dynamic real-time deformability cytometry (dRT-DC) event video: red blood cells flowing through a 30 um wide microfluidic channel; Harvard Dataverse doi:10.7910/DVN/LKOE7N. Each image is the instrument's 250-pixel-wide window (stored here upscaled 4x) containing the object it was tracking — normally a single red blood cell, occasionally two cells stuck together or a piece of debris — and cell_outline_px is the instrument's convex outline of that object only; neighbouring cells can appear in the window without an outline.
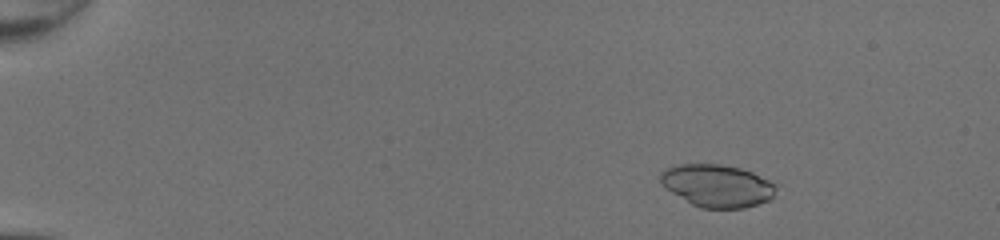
{"species": "common noctule bat (a hibernating species)", "species_latin": "Nyctalus noctula", "temperature_condition": "room temperature", "stored_images_in_passage": 51, "camera_frame_rate_fps": 3000, "um_per_image_px": 0.085, "animal": {"sex": "female", "body_mass_g": 20.0, "forearm_length_mm": 54.0}, "frame": {"image": 1, "passage_image": 9, "time_ms": 2.667, "image_size_px": [1000, 240], "cell_outline_px": [[780, 184], [772, 196], [768, 200], [744, 208], [700, 208], [692, 204], [672, 192], [660, 180], [660, 172], [668, 168], [680, 164], [720, 164], [740, 168], [752, 172]], "centroid_in_image_um": [61.02, 15.78], "position_along_channel_um": 24.0, "area_um2": 28.5}}
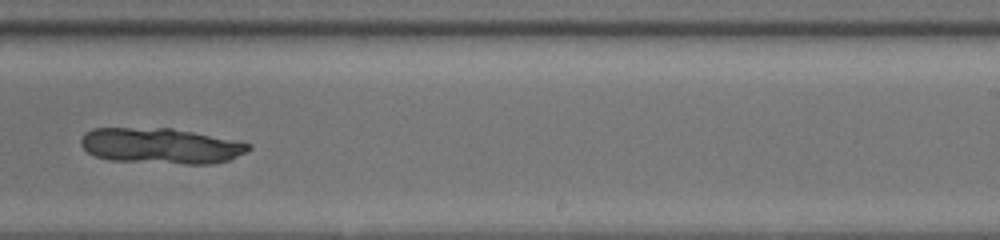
{"frame": {"image": 2, "passage_image": 35, "time_ms": 11.333, "image_size_px": [1000, 240], "cell_outline_px": [[252, 148], [228, 160], [212, 164], [184, 164], [108, 160], [96, 156], [88, 152], [80, 144], [80, 140], [84, 132], [92, 128], [172, 128], [240, 140], [252, 144]], "centroid_in_image_um": [13.68, 12.39], "position_along_channel_um": 275.3, "area_um2": 35.14}}
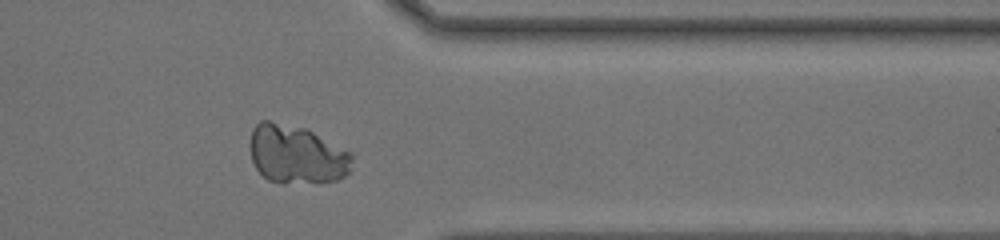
{"frame": {"image": 3, "passage_image": 43, "time_ms": 14.0, "image_size_px": [1000, 240], "cell_outline_px": [[352, 172], [336, 180], [320, 184], [268, 180], [256, 168], [252, 160], [252, 128], [260, 120], [268, 120], [304, 128], [352, 152]], "centroid_in_image_um": [25.27, 13.14], "position_along_channel_um": 386.1, "area_um2": 34.68}}